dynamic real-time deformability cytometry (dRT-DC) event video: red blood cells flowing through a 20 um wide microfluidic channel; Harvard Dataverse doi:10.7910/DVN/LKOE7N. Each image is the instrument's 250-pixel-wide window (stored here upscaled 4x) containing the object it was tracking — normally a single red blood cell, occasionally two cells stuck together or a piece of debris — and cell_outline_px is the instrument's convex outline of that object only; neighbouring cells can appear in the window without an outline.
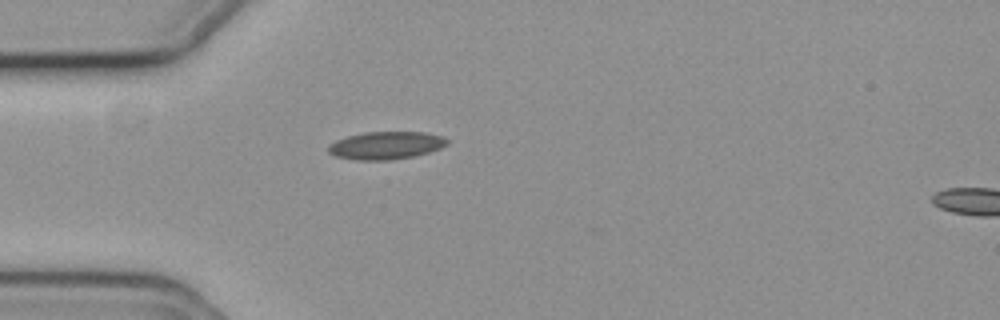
{"species": "common noctule bat (a hibernating species)", "species_latin": "Nyctalus noctula", "temperature_condition": "cold", "stored_images_in_passage": 41, "camera_frame_rate_fps": 3000, "um_per_image_px": 0.085, "animal": {"sex": "female", "body_mass_g": 19.3, "forearm_length_mm": 54.1}, "frame": {"image": 1, "passage_image": 1, "time_ms": 0.0, "image_size_px": [1000, 320], "cell_outline_px": [[448, 144], [440, 148], [428, 152], [412, 156], [392, 160], [356, 160], [336, 156], [328, 152], [328, 144], [336, 140], [348, 136], [364, 132], [424, 132], [444, 136], [448, 140]], "centroid_in_image_um": [32.8, 12.35], "position_along_channel_um": 52.2, "area_um2": 19.19}}
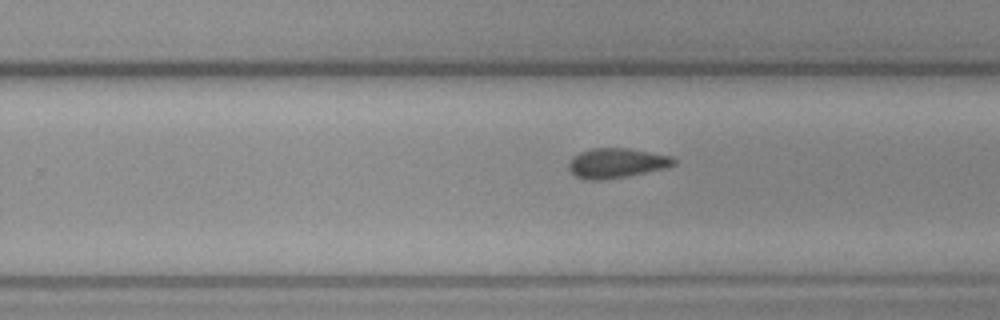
{"frame": {"image": 2, "passage_image": 20, "time_ms": 6.333, "image_size_px": [1000, 320], "cell_outline_px": [[676, 164], [664, 168], [628, 176], [604, 180], [588, 180], [576, 176], [568, 168], [568, 164], [572, 156], [580, 152], [592, 148], [628, 148], [672, 156], [676, 160]], "centroid_in_image_um": [52.39, 13.86], "position_along_channel_um": 277.4, "area_um2": 18.26}}
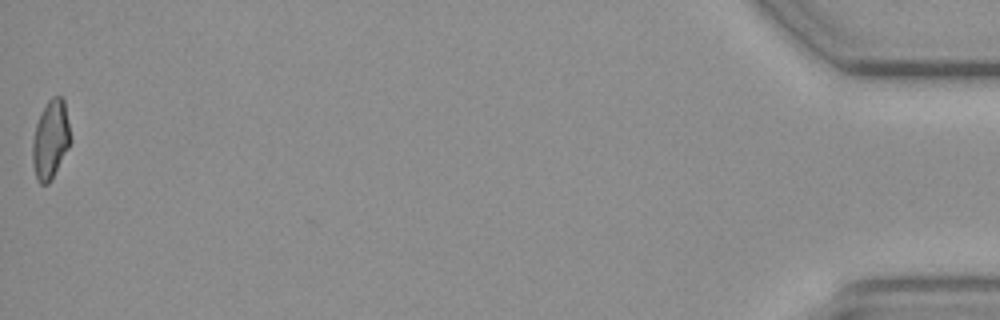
{"frame": {"image": 3, "passage_image": 41, "time_ms": 13.333, "image_size_px": [1000, 320], "cell_outline_px": [[72, 140], [68, 148], [48, 184], [40, 184], [36, 180], [32, 160], [32, 140], [36, 124], [40, 112], [48, 100], [52, 96], [60, 96], [64, 100]], "centroid_in_image_um": [4.28, 11.84], "position_along_channel_um": 430.9, "area_um2": 17.46}}